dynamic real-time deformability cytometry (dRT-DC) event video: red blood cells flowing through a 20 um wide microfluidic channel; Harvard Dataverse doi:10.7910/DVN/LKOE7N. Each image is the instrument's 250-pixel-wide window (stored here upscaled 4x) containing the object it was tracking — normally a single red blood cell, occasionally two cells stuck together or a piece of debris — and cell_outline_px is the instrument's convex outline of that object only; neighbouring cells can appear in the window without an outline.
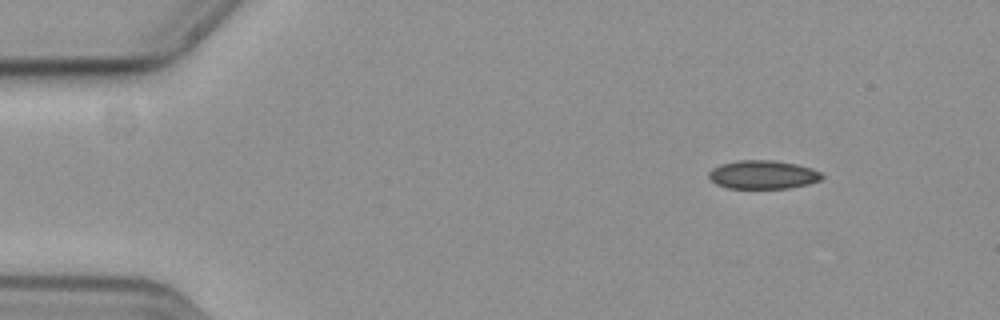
{"species": "common noctule bat (a hibernating species)", "species_latin": "Nyctalus noctula", "temperature_condition": "cold", "stored_images_in_passage": 51, "camera_frame_rate_fps": 3000, "um_per_image_px": 0.085, "animal": {"sex": "female", "body_mass_g": 19.3, "forearm_length_mm": 54.1}, "frame": {"image": 1, "passage_image": 1, "time_ms": 0.0, "image_size_px": [1000, 320], "cell_outline_px": [[824, 176], [820, 180], [808, 184], [788, 188], [728, 188], [716, 184], [708, 176], [708, 172], [712, 168], [720, 164], [736, 160], [772, 160], [796, 164], [812, 168], [820, 172]], "centroid_in_image_um": [64.83, 14.84], "position_along_channel_um": 20.2, "area_um2": 18.84}}
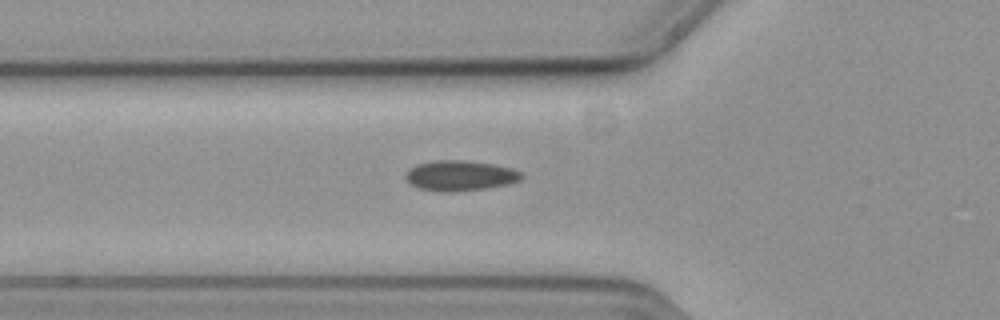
{"frame": {"image": 2, "passage_image": 14, "time_ms": 4.333, "image_size_px": [1000, 320], "cell_outline_px": [[524, 176], [520, 180], [508, 184], [484, 188], [448, 192], [440, 192], [420, 188], [412, 184], [404, 176], [408, 168], [416, 164], [436, 160], [464, 160], [496, 164], [512, 168], [520, 172]], "centroid_in_image_um": [39.1, 14.91], "position_along_channel_um": 86.7, "area_um2": 20.46}}
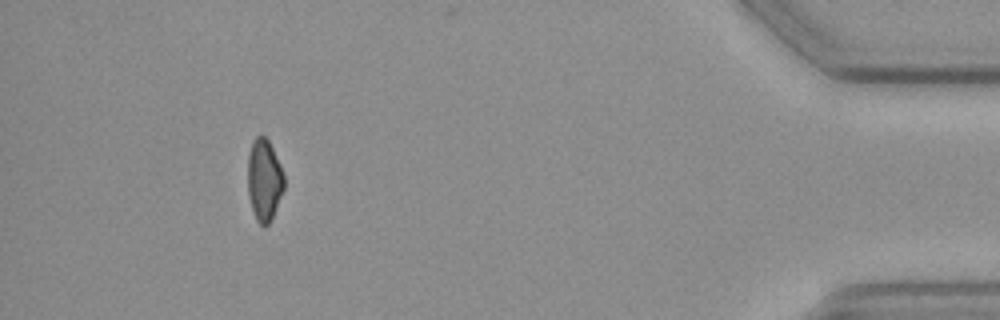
{"frame": {"image": 3, "passage_image": 46, "time_ms": 15.0, "image_size_px": [1000, 320], "cell_outline_px": [[284, 188], [272, 216], [268, 224], [264, 228], [256, 220], [248, 196], [248, 156], [252, 140], [256, 136], [264, 136], [268, 140], [280, 164], [284, 176]], "centroid_in_image_um": [22.44, 15.29], "position_along_channel_um": 412.8, "area_um2": 17.17}, "authors_computed_cell_mechanics": {"area_um2": 19.3052, "velocity_mm_per_s": 3.6737, "shape_relaxation_time_tau1_ms": null, "shape_relaxation_time_tau2_ms": 4.8669, "deformation_change_tau1": null, "deformation_change_tau2": 0.1009}}